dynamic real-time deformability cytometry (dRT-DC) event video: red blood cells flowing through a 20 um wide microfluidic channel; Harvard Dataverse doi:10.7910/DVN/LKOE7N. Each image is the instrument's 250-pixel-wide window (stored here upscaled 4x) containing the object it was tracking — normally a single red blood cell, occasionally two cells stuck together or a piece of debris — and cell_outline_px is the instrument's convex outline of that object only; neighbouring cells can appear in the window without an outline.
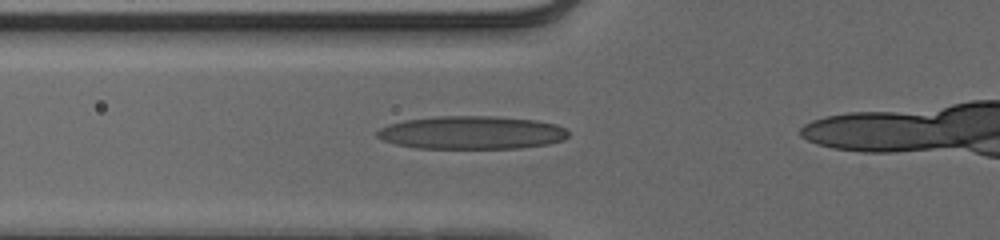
{"species": "human", "species_latin": "Homo sapiens", "temperature_condition": "cold", "stored_images_in_passage": 39, "camera_frame_rate_fps": 3000, "um_per_image_px": 0.085, "donor": {"sex": "male"}, "frame": {"image": 1, "passage_image": 15, "time_ms": 4.667, "image_size_px": [1000, 240], "cell_outline_px": [[568, 136], [564, 140], [548, 144], [520, 148], [416, 148], [396, 144], [384, 140], [376, 136], [376, 132], [380, 128], [388, 124], [404, 120], [436, 116], [496, 116], [536, 120], [556, 124], [564, 128], [568, 132]], "centroid_in_image_um": [40.09, 11.27], "position_along_channel_um": 85.7, "area_um2": 37.05}}
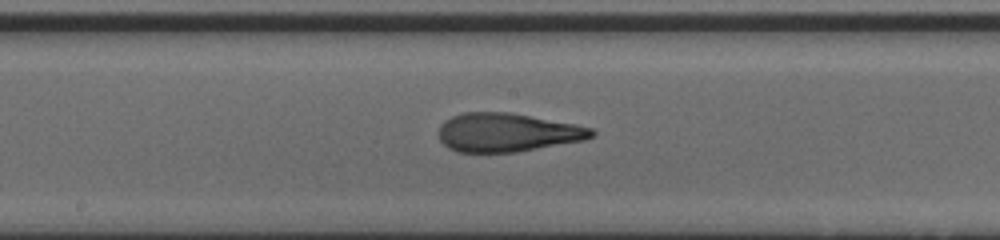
{"frame": {"image": 2, "passage_image": 24, "time_ms": 7.667, "image_size_px": [1000, 240], "cell_outline_px": [[596, 132], [592, 136], [584, 140], [516, 152], [456, 152], [448, 148], [440, 140], [440, 124], [444, 120], [452, 116], [464, 112], [508, 112], [576, 124], [592, 128]], "centroid_in_image_um": [43.1, 11.26], "position_along_channel_um": 205.1, "area_um2": 34.33}}
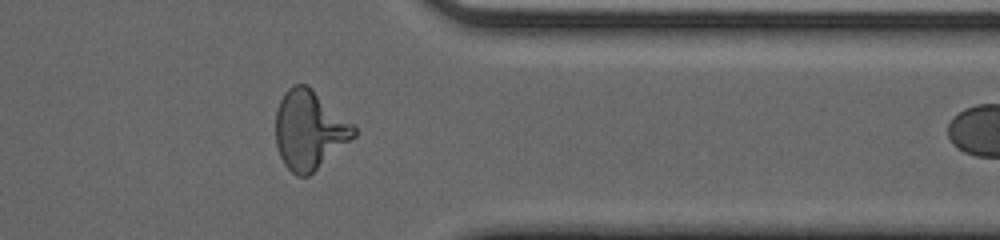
{"frame": {"image": 3, "passage_image": 38, "time_ms": 12.333, "image_size_px": [1000, 240], "cell_outline_px": [[356, 136], [308, 176], [296, 176], [284, 164], [280, 156], [276, 144], [276, 108], [284, 92], [292, 84], [308, 84], [352, 124], [356, 128]], "centroid_in_image_um": [26.27, 11.03], "position_along_channel_um": 385.1, "area_um2": 35.78}}